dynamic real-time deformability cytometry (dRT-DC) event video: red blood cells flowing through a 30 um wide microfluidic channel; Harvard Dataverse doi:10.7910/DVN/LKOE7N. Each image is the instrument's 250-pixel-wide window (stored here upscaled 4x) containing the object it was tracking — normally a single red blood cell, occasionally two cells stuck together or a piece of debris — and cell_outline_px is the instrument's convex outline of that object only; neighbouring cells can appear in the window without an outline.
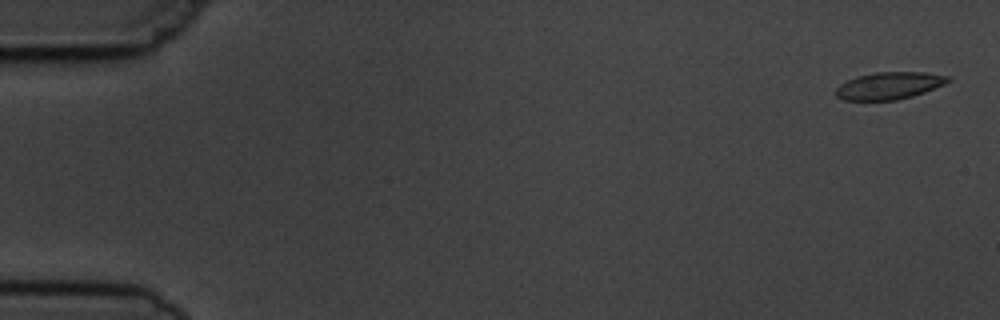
{"species": "common noctule bat (a hibernating species)", "species_latin": "Nyctalus noctula", "temperature_condition": "cold", "stored_images_in_passage": 6, "segment_of_instrument_passage": [1, 2], "camera_frame_rate_fps": 3000, "um_per_image_px": 0.085, "animal": {"sex": "male", "body_mass_g": 19.5, "forearm_length_mm": 54.6}, "frame": {"image": 1, "passage_image": 1, "time_ms": 0.0, "image_size_px": [1000, 320], "cell_outline_px": [[952, 80], [944, 84], [924, 92], [912, 96], [896, 100], [844, 100], [836, 96], [836, 88], [840, 84], [856, 76], [876, 72], [924, 72], [948, 76]], "centroid_in_image_um": [75.57, 7.28], "position_along_channel_um": 9.4, "area_um2": 17.69}}
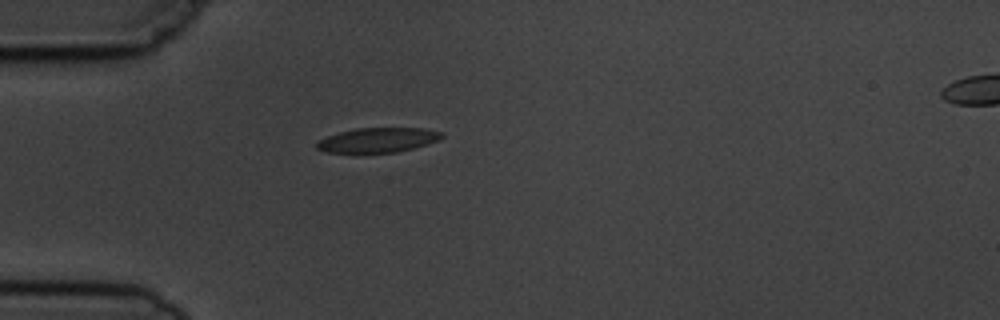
{"frame": {"image": 2, "passage_image": 5, "time_ms": 4.667, "image_size_px": [1000, 320], "cell_outline_px": [[444, 136], [440, 140], [412, 148], [396, 152], [356, 156], [324, 152], [316, 148], [316, 144], [320, 140], [328, 136], [340, 132], [356, 128], [424, 128], [444, 132]], "centroid_in_image_um": [32.07, 11.95], "position_along_channel_um": 52.9, "area_um2": 18.84}}